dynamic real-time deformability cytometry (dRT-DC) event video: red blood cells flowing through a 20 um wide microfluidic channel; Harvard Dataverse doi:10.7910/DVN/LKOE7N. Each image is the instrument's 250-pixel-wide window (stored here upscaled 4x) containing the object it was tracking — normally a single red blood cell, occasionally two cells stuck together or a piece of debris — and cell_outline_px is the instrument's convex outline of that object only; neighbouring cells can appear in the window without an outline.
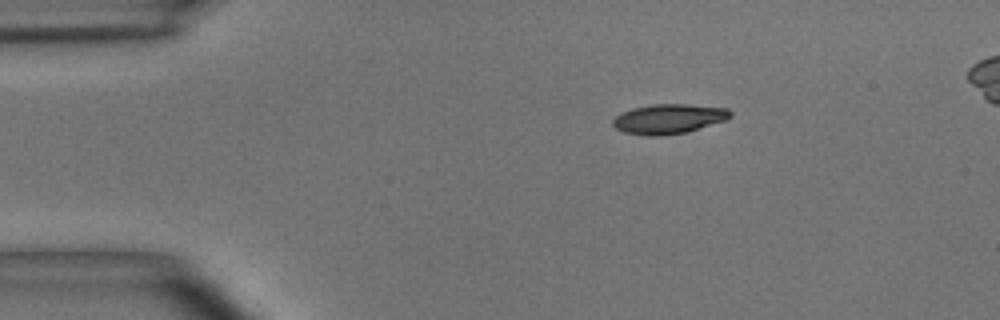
{"species": "common noctule bat (a hibernating species)", "species_latin": "Nyctalus noctula", "temperature_condition": "room temperature", "stored_images_in_passage": 3, "camera_frame_rate_fps": 3000, "um_per_image_px": 0.085, "animal": {"sex": "male", "body_mass_g": 15.6}, "frame": {"image": 1, "passage_image": 1, "time_ms": 0.0, "image_size_px": [1000, 320], "cell_outline_px": [[732, 116], [724, 120], [688, 132], [660, 136], [648, 136], [624, 132], [616, 128], [612, 124], [612, 120], [616, 116], [632, 108], [652, 104], [688, 104], [728, 108], [732, 112]], "centroid_in_image_um": [56.84, 10.1], "position_along_channel_um": 28.2, "area_um2": 20.35}}